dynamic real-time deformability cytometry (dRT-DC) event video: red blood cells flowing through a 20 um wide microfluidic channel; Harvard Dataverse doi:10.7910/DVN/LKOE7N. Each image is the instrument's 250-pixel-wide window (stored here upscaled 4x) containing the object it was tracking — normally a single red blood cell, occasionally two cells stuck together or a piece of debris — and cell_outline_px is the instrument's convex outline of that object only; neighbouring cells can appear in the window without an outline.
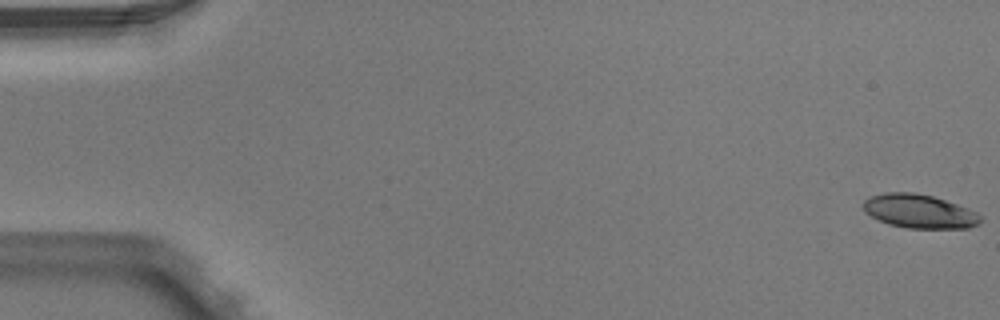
{"species": "Egyptian fruit bat (a non-hibernating species)", "species_latin": "Rousettus aegyptiacus", "temperature_condition": "warm", "stored_images_in_passage": 5, "segment_of_instrument_passage": [1, 2], "camera_frame_rate_fps": 3000, "um_per_image_px": 0.085, "animal": {"sex": "male"}, "frame": {"image": 1, "passage_image": 1, "time_ms": 0.0, "image_size_px": [1000, 320], "cell_outline_px": [[980, 224], [968, 228], [908, 228], [888, 224], [872, 216], [864, 208], [864, 200], [872, 196], [888, 192], [912, 192], [932, 196], [968, 208], [976, 212], [980, 216]], "centroid_in_image_um": [78.17, 17.96], "position_along_channel_um": 6.8, "area_um2": 22.72}}
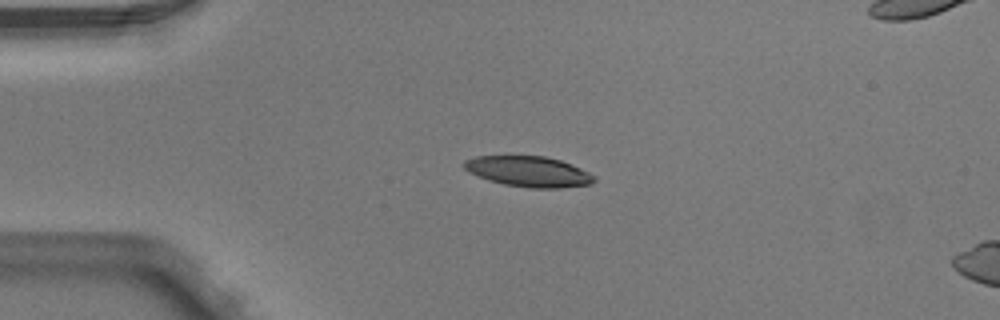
{"frame": {"image": 2, "passage_image": 4, "time_ms": 1.0, "image_size_px": [1000, 320], "cell_outline_px": [[596, 180], [592, 184], [560, 188], [532, 188], [504, 184], [488, 180], [468, 172], [464, 168], [464, 160], [476, 156], [544, 156], [560, 160], [572, 164], [596, 176]], "centroid_in_image_um": [44.95, 14.58], "position_along_channel_um": 40.1, "area_um2": 23.18}}